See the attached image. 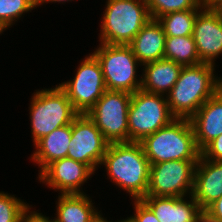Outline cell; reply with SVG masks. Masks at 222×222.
<instances>
[{
    "label": "cell",
    "mask_w": 222,
    "mask_h": 222,
    "mask_svg": "<svg viewBox=\"0 0 222 222\" xmlns=\"http://www.w3.org/2000/svg\"><path fill=\"white\" fill-rule=\"evenodd\" d=\"M107 179L131 200L146 196L150 163L140 142L109 143L100 165Z\"/></svg>",
    "instance_id": "1"
},
{
    "label": "cell",
    "mask_w": 222,
    "mask_h": 222,
    "mask_svg": "<svg viewBox=\"0 0 222 222\" xmlns=\"http://www.w3.org/2000/svg\"><path fill=\"white\" fill-rule=\"evenodd\" d=\"M216 67L209 63L183 66L178 80L166 95L170 113L175 118L190 119L219 90Z\"/></svg>",
    "instance_id": "2"
},
{
    "label": "cell",
    "mask_w": 222,
    "mask_h": 222,
    "mask_svg": "<svg viewBox=\"0 0 222 222\" xmlns=\"http://www.w3.org/2000/svg\"><path fill=\"white\" fill-rule=\"evenodd\" d=\"M150 164L172 160H199L192 124L187 118H175L168 125L146 136L141 142Z\"/></svg>",
    "instance_id": "3"
},
{
    "label": "cell",
    "mask_w": 222,
    "mask_h": 222,
    "mask_svg": "<svg viewBox=\"0 0 222 222\" xmlns=\"http://www.w3.org/2000/svg\"><path fill=\"white\" fill-rule=\"evenodd\" d=\"M99 43L128 45L151 19L145 0H106Z\"/></svg>",
    "instance_id": "4"
},
{
    "label": "cell",
    "mask_w": 222,
    "mask_h": 222,
    "mask_svg": "<svg viewBox=\"0 0 222 222\" xmlns=\"http://www.w3.org/2000/svg\"><path fill=\"white\" fill-rule=\"evenodd\" d=\"M30 100L28 111L33 146L53 130L72 124L79 114L58 84L35 90Z\"/></svg>",
    "instance_id": "5"
},
{
    "label": "cell",
    "mask_w": 222,
    "mask_h": 222,
    "mask_svg": "<svg viewBox=\"0 0 222 222\" xmlns=\"http://www.w3.org/2000/svg\"><path fill=\"white\" fill-rule=\"evenodd\" d=\"M91 53L101 65L107 90L133 94L141 89L142 64L129 45L100 43Z\"/></svg>",
    "instance_id": "6"
},
{
    "label": "cell",
    "mask_w": 222,
    "mask_h": 222,
    "mask_svg": "<svg viewBox=\"0 0 222 222\" xmlns=\"http://www.w3.org/2000/svg\"><path fill=\"white\" fill-rule=\"evenodd\" d=\"M174 119L166 96L137 90L128 110V142H141Z\"/></svg>",
    "instance_id": "7"
},
{
    "label": "cell",
    "mask_w": 222,
    "mask_h": 222,
    "mask_svg": "<svg viewBox=\"0 0 222 222\" xmlns=\"http://www.w3.org/2000/svg\"><path fill=\"white\" fill-rule=\"evenodd\" d=\"M75 71L73 78L58 85L66 92L73 108L79 114H86L107 90L102 68L90 52L79 61Z\"/></svg>",
    "instance_id": "8"
},
{
    "label": "cell",
    "mask_w": 222,
    "mask_h": 222,
    "mask_svg": "<svg viewBox=\"0 0 222 222\" xmlns=\"http://www.w3.org/2000/svg\"><path fill=\"white\" fill-rule=\"evenodd\" d=\"M132 94L106 90L86 113L109 143L128 142V110Z\"/></svg>",
    "instance_id": "9"
},
{
    "label": "cell",
    "mask_w": 222,
    "mask_h": 222,
    "mask_svg": "<svg viewBox=\"0 0 222 222\" xmlns=\"http://www.w3.org/2000/svg\"><path fill=\"white\" fill-rule=\"evenodd\" d=\"M199 160H172L150 164L146 196L187 197L194 188Z\"/></svg>",
    "instance_id": "10"
},
{
    "label": "cell",
    "mask_w": 222,
    "mask_h": 222,
    "mask_svg": "<svg viewBox=\"0 0 222 222\" xmlns=\"http://www.w3.org/2000/svg\"><path fill=\"white\" fill-rule=\"evenodd\" d=\"M108 145L109 142L87 114H78L74 118L67 157L84 163L96 174Z\"/></svg>",
    "instance_id": "11"
},
{
    "label": "cell",
    "mask_w": 222,
    "mask_h": 222,
    "mask_svg": "<svg viewBox=\"0 0 222 222\" xmlns=\"http://www.w3.org/2000/svg\"><path fill=\"white\" fill-rule=\"evenodd\" d=\"M94 172L84 163L69 157L53 161L48 164L39 174L38 182L47 188L59 192L58 194H85L83 190Z\"/></svg>",
    "instance_id": "12"
},
{
    "label": "cell",
    "mask_w": 222,
    "mask_h": 222,
    "mask_svg": "<svg viewBox=\"0 0 222 222\" xmlns=\"http://www.w3.org/2000/svg\"><path fill=\"white\" fill-rule=\"evenodd\" d=\"M192 36L200 61L216 66L222 56V10L201 9Z\"/></svg>",
    "instance_id": "13"
},
{
    "label": "cell",
    "mask_w": 222,
    "mask_h": 222,
    "mask_svg": "<svg viewBox=\"0 0 222 222\" xmlns=\"http://www.w3.org/2000/svg\"><path fill=\"white\" fill-rule=\"evenodd\" d=\"M159 222H196L202 211L193 196H145L141 199Z\"/></svg>",
    "instance_id": "14"
},
{
    "label": "cell",
    "mask_w": 222,
    "mask_h": 222,
    "mask_svg": "<svg viewBox=\"0 0 222 222\" xmlns=\"http://www.w3.org/2000/svg\"><path fill=\"white\" fill-rule=\"evenodd\" d=\"M192 196L202 210L222 196V161L200 156L195 167Z\"/></svg>",
    "instance_id": "15"
},
{
    "label": "cell",
    "mask_w": 222,
    "mask_h": 222,
    "mask_svg": "<svg viewBox=\"0 0 222 222\" xmlns=\"http://www.w3.org/2000/svg\"><path fill=\"white\" fill-rule=\"evenodd\" d=\"M197 146L202 150L209 142L222 134V94L218 90L189 119Z\"/></svg>",
    "instance_id": "16"
},
{
    "label": "cell",
    "mask_w": 222,
    "mask_h": 222,
    "mask_svg": "<svg viewBox=\"0 0 222 222\" xmlns=\"http://www.w3.org/2000/svg\"><path fill=\"white\" fill-rule=\"evenodd\" d=\"M166 35L157 19H150L128 44L138 61L144 65L164 58Z\"/></svg>",
    "instance_id": "17"
},
{
    "label": "cell",
    "mask_w": 222,
    "mask_h": 222,
    "mask_svg": "<svg viewBox=\"0 0 222 222\" xmlns=\"http://www.w3.org/2000/svg\"><path fill=\"white\" fill-rule=\"evenodd\" d=\"M72 137V124L57 128L42 137L35 145L29 160L36 166L38 174L53 161L67 157Z\"/></svg>",
    "instance_id": "18"
},
{
    "label": "cell",
    "mask_w": 222,
    "mask_h": 222,
    "mask_svg": "<svg viewBox=\"0 0 222 222\" xmlns=\"http://www.w3.org/2000/svg\"><path fill=\"white\" fill-rule=\"evenodd\" d=\"M141 90L166 96L179 78L183 66L168 59L142 65Z\"/></svg>",
    "instance_id": "19"
},
{
    "label": "cell",
    "mask_w": 222,
    "mask_h": 222,
    "mask_svg": "<svg viewBox=\"0 0 222 222\" xmlns=\"http://www.w3.org/2000/svg\"><path fill=\"white\" fill-rule=\"evenodd\" d=\"M92 196L85 194H59L55 201V222H91L102 210L94 206ZM94 202V203H93Z\"/></svg>",
    "instance_id": "20"
},
{
    "label": "cell",
    "mask_w": 222,
    "mask_h": 222,
    "mask_svg": "<svg viewBox=\"0 0 222 222\" xmlns=\"http://www.w3.org/2000/svg\"><path fill=\"white\" fill-rule=\"evenodd\" d=\"M164 58L172 60L181 66H191L202 63L198 57L193 36L166 37Z\"/></svg>",
    "instance_id": "21"
},
{
    "label": "cell",
    "mask_w": 222,
    "mask_h": 222,
    "mask_svg": "<svg viewBox=\"0 0 222 222\" xmlns=\"http://www.w3.org/2000/svg\"><path fill=\"white\" fill-rule=\"evenodd\" d=\"M200 10L176 11L162 15L157 20L161 23L166 37L192 36L197 13Z\"/></svg>",
    "instance_id": "22"
},
{
    "label": "cell",
    "mask_w": 222,
    "mask_h": 222,
    "mask_svg": "<svg viewBox=\"0 0 222 222\" xmlns=\"http://www.w3.org/2000/svg\"><path fill=\"white\" fill-rule=\"evenodd\" d=\"M36 9L35 0H0V23L7 28L13 27L24 15ZM22 17V18H21Z\"/></svg>",
    "instance_id": "23"
},
{
    "label": "cell",
    "mask_w": 222,
    "mask_h": 222,
    "mask_svg": "<svg viewBox=\"0 0 222 222\" xmlns=\"http://www.w3.org/2000/svg\"><path fill=\"white\" fill-rule=\"evenodd\" d=\"M151 18L158 19L176 11H185L190 9H201L197 0H145Z\"/></svg>",
    "instance_id": "24"
},
{
    "label": "cell",
    "mask_w": 222,
    "mask_h": 222,
    "mask_svg": "<svg viewBox=\"0 0 222 222\" xmlns=\"http://www.w3.org/2000/svg\"><path fill=\"white\" fill-rule=\"evenodd\" d=\"M28 205L15 194L0 191V222H20L22 212Z\"/></svg>",
    "instance_id": "25"
},
{
    "label": "cell",
    "mask_w": 222,
    "mask_h": 222,
    "mask_svg": "<svg viewBox=\"0 0 222 222\" xmlns=\"http://www.w3.org/2000/svg\"><path fill=\"white\" fill-rule=\"evenodd\" d=\"M133 214L128 216L133 222H159L153 211L140 199L131 200Z\"/></svg>",
    "instance_id": "26"
},
{
    "label": "cell",
    "mask_w": 222,
    "mask_h": 222,
    "mask_svg": "<svg viewBox=\"0 0 222 222\" xmlns=\"http://www.w3.org/2000/svg\"><path fill=\"white\" fill-rule=\"evenodd\" d=\"M201 156L208 160L222 161V134L201 150Z\"/></svg>",
    "instance_id": "27"
},
{
    "label": "cell",
    "mask_w": 222,
    "mask_h": 222,
    "mask_svg": "<svg viewBox=\"0 0 222 222\" xmlns=\"http://www.w3.org/2000/svg\"><path fill=\"white\" fill-rule=\"evenodd\" d=\"M32 205H29L24 209L22 212L20 222H55L53 216L50 218L49 216H46L45 213L43 214L39 209L36 210ZM33 209V210H32Z\"/></svg>",
    "instance_id": "28"
},
{
    "label": "cell",
    "mask_w": 222,
    "mask_h": 222,
    "mask_svg": "<svg viewBox=\"0 0 222 222\" xmlns=\"http://www.w3.org/2000/svg\"><path fill=\"white\" fill-rule=\"evenodd\" d=\"M205 211L222 222V196L210 204Z\"/></svg>",
    "instance_id": "29"
},
{
    "label": "cell",
    "mask_w": 222,
    "mask_h": 222,
    "mask_svg": "<svg viewBox=\"0 0 222 222\" xmlns=\"http://www.w3.org/2000/svg\"><path fill=\"white\" fill-rule=\"evenodd\" d=\"M201 9L222 10V0H197Z\"/></svg>",
    "instance_id": "30"
},
{
    "label": "cell",
    "mask_w": 222,
    "mask_h": 222,
    "mask_svg": "<svg viewBox=\"0 0 222 222\" xmlns=\"http://www.w3.org/2000/svg\"><path fill=\"white\" fill-rule=\"evenodd\" d=\"M196 222H221V221L211 216L205 210H202Z\"/></svg>",
    "instance_id": "31"
},
{
    "label": "cell",
    "mask_w": 222,
    "mask_h": 222,
    "mask_svg": "<svg viewBox=\"0 0 222 222\" xmlns=\"http://www.w3.org/2000/svg\"><path fill=\"white\" fill-rule=\"evenodd\" d=\"M71 1H73L74 2V0H35V3H36V8H39V7H41V6H43V5H45V4H56V3H58V4H63V5H65L66 3H69V2H71ZM75 1H77V0H75Z\"/></svg>",
    "instance_id": "32"
},
{
    "label": "cell",
    "mask_w": 222,
    "mask_h": 222,
    "mask_svg": "<svg viewBox=\"0 0 222 222\" xmlns=\"http://www.w3.org/2000/svg\"><path fill=\"white\" fill-rule=\"evenodd\" d=\"M103 215H105V214H103L102 212L95 218V219H93L91 222H113L112 220L113 219H111V221H110V219L109 220H107V217H104Z\"/></svg>",
    "instance_id": "33"
},
{
    "label": "cell",
    "mask_w": 222,
    "mask_h": 222,
    "mask_svg": "<svg viewBox=\"0 0 222 222\" xmlns=\"http://www.w3.org/2000/svg\"><path fill=\"white\" fill-rule=\"evenodd\" d=\"M113 222H133V221L129 217H126L125 219L124 218L120 220L117 219V221H113Z\"/></svg>",
    "instance_id": "34"
},
{
    "label": "cell",
    "mask_w": 222,
    "mask_h": 222,
    "mask_svg": "<svg viewBox=\"0 0 222 222\" xmlns=\"http://www.w3.org/2000/svg\"><path fill=\"white\" fill-rule=\"evenodd\" d=\"M219 91L222 94V76L221 75L219 76Z\"/></svg>",
    "instance_id": "35"
},
{
    "label": "cell",
    "mask_w": 222,
    "mask_h": 222,
    "mask_svg": "<svg viewBox=\"0 0 222 222\" xmlns=\"http://www.w3.org/2000/svg\"><path fill=\"white\" fill-rule=\"evenodd\" d=\"M8 30L7 28H5L1 23H0V35L3 34L4 31Z\"/></svg>",
    "instance_id": "36"
}]
</instances>
